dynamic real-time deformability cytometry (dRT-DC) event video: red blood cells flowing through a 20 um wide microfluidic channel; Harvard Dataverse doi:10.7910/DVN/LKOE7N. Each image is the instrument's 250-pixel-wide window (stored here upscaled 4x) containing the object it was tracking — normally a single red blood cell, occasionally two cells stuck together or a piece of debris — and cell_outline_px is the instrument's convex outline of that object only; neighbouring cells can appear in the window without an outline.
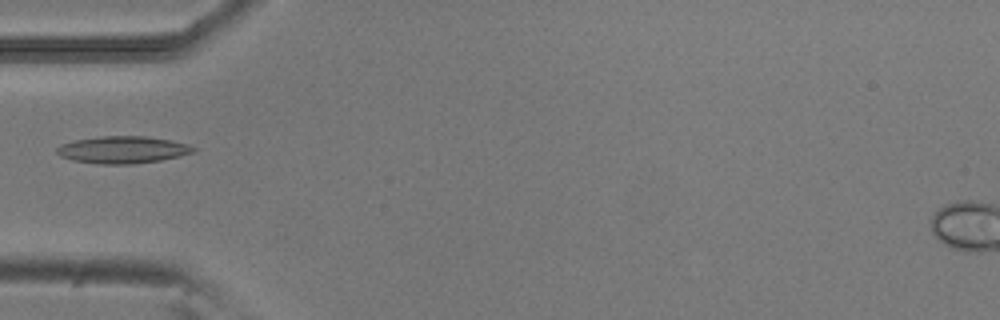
{"species": "common noctule bat (a hibernating species)", "species_latin": "Nyctalus noctula", "temperature_condition": "room temperature", "stored_images_in_passage": 5, "camera_frame_rate_fps": 3000, "um_per_image_px": 0.085, "animal": {"sex": "male", "body_mass_g": 20.5, "forearm_length_mm": 52.5}, "frame": {"image": 1, "passage_image": 5, "time_ms": 1.333, "image_size_px": [1000, 320], "cell_outline_px": [[196, 152], [180, 156], [160, 160], [132, 164], [100, 164], [72, 160], [60, 156], [56, 152], [56, 148], [60, 144], [76, 140], [100, 136], [144, 136], [168, 140], [188, 144], [196, 148]], "centroid_in_image_um": [10.42, 12.73], "position_along_channel_um": 74.6, "area_um2": 21.56}}